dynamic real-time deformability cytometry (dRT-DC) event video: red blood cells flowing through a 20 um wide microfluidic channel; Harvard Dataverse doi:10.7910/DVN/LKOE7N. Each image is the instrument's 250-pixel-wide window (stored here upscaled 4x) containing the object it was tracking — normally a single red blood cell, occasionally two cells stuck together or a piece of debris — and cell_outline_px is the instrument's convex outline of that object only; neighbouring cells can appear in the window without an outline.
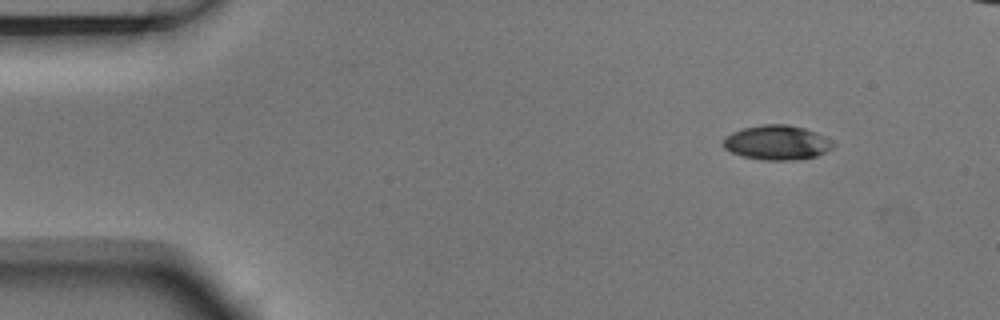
{"species": "Egyptian fruit bat (a non-hibernating species)", "species_latin": "Rousettus aegyptiacus", "temperature_condition": "room temperature", "stored_images_in_passage": 4, "segment_of_instrument_passage": [1, 2], "camera_frame_rate_fps": 3000, "um_per_image_px": 0.085, "animal": {"sex": "male"}, "frame": {"image": 1, "passage_image": 1, "time_ms": 0.0, "image_size_px": [1000, 320], "cell_outline_px": [[836, 144], [832, 148], [816, 156], [796, 160], [764, 160], [744, 156], [732, 152], [724, 148], [724, 136], [732, 132], [744, 128], [764, 124], [788, 124], [804, 128], [816, 132], [832, 140]], "centroid_in_image_um": [66.06, 12.11], "position_along_channel_um": 18.9, "area_um2": 22.08}}